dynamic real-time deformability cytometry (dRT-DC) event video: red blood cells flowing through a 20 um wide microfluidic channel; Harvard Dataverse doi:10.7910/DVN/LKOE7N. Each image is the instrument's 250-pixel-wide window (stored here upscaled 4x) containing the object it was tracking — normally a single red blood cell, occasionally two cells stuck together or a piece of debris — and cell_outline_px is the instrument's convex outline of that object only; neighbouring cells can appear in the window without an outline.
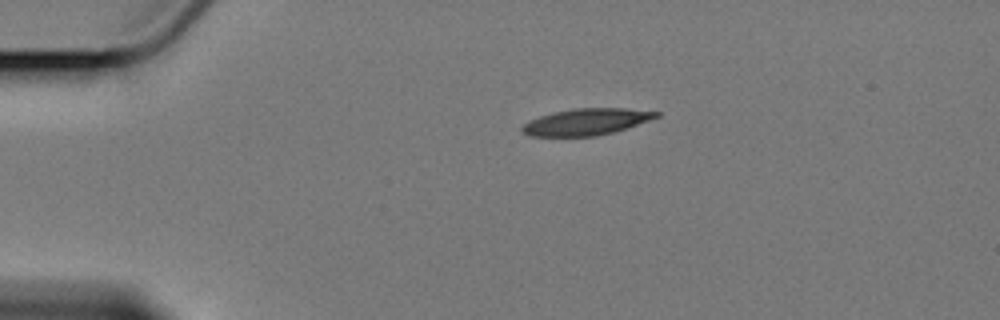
{"species": "Egyptian fruit bat (a non-hibernating species)", "species_latin": "Rousettus aegyptiacus", "temperature_condition": "cold", "stored_images_in_passage": 5, "camera_frame_rate_fps": 3000, "um_per_image_px": 0.085, "animal": {"sex": "female"}, "frame": {"image": 1, "passage_image": 1, "time_ms": 0.0, "image_size_px": [1000, 320], "cell_outline_px": [[660, 116], [652, 120], [612, 132], [596, 136], [528, 136], [520, 128], [524, 124], [540, 116], [572, 108], [624, 108], [660, 112]], "centroid_in_image_um": [49.87, 10.35], "position_along_channel_um": 35.1, "area_um2": 20.58}}
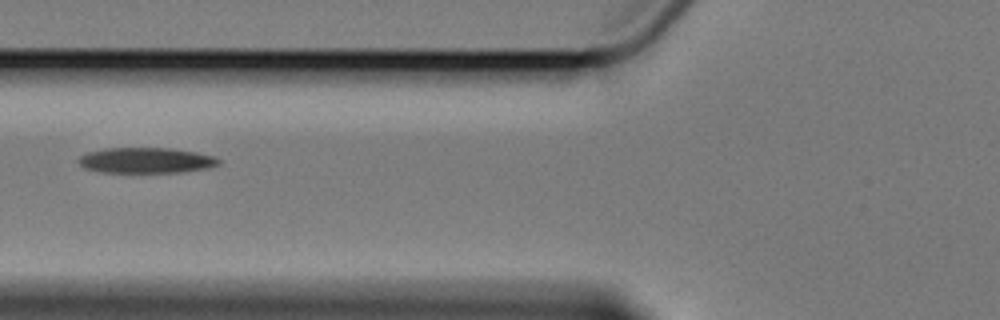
{"frame": {"image": 2, "passage_image": 4, "time_ms": 3.667, "image_size_px": [1000, 320], "cell_outline_px": [[220, 164], [208, 168], [180, 172], [100, 172], [84, 168], [76, 160], [80, 156], [88, 152], [104, 148], [172, 148], [196, 152], [216, 156], [220, 160]], "centroid_in_image_um": [12.42, 13.62], "position_along_channel_um": 113.4, "area_um2": 20.98}}
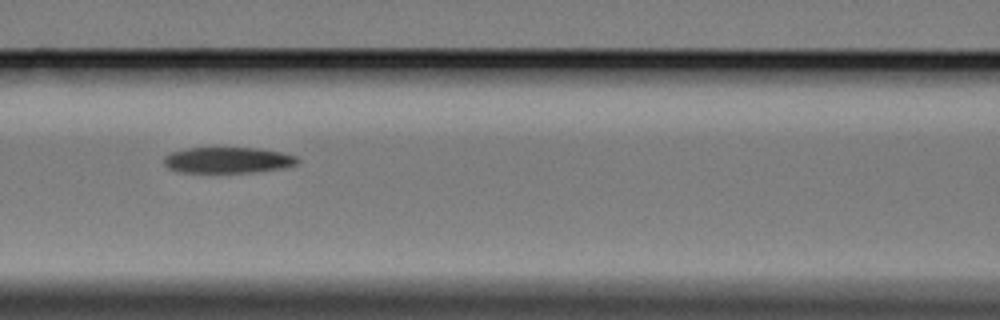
{"frame": {"image": 3, "passage_image": 5, "time_ms": 4.667, "image_size_px": [1000, 320], "cell_outline_px": [[300, 160], [296, 164], [280, 168], [248, 172], [180, 172], [168, 168], [164, 164], [164, 156], [172, 152], [188, 148], [260, 148], [280, 152], [296, 156]], "centroid_in_image_um": [19.34, 13.6], "position_along_channel_um": 147.3, "area_um2": 19.94}}